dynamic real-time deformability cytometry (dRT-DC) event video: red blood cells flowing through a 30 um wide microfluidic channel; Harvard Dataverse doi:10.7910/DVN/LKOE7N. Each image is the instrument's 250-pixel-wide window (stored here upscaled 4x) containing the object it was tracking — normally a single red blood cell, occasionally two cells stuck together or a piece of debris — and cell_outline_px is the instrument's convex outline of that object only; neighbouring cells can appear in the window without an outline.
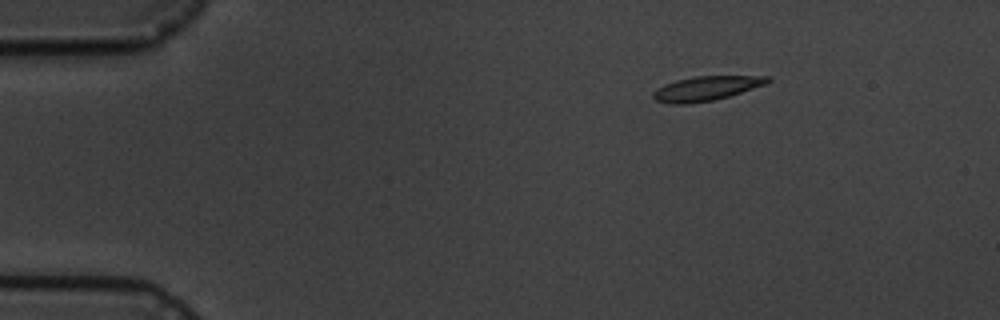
{"species": "common noctule bat (a hibernating species)", "species_latin": "Nyctalus noctula", "temperature_condition": "cold", "stored_images_in_passage": 4, "camera_frame_rate_fps": 3000, "um_per_image_px": 0.085, "animal": {"sex": "male", "body_mass_g": 19.5, "forearm_length_mm": 54.6}, "frame": {"image": 1, "passage_image": 2, "time_ms": 1.0, "image_size_px": [1000, 320], "cell_outline_px": [[772, 80], [764, 84], [728, 96], [712, 100], [688, 104], [668, 104], [656, 100], [652, 96], [652, 92], [656, 88], [664, 84], [676, 80], [696, 76], [772, 76]], "centroid_in_image_um": [59.97, 7.51], "position_along_channel_um": 25.0, "area_um2": 16.18}}